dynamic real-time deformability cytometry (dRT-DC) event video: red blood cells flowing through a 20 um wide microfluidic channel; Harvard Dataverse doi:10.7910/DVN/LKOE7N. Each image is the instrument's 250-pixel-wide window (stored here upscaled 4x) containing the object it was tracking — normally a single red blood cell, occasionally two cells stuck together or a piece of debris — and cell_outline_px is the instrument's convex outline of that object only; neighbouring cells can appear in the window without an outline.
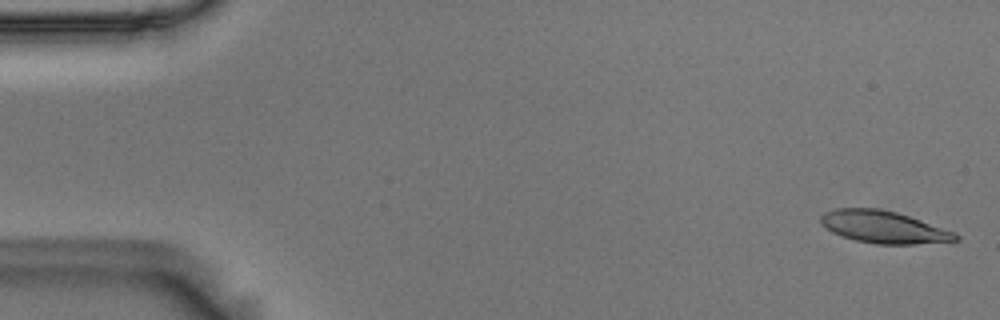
{"species": "Egyptian fruit bat (a non-hibernating species)", "species_latin": "Rousettus aegyptiacus", "temperature_condition": "room temperature", "stored_images_in_passage": 57, "camera_frame_rate_fps": 3000, "um_per_image_px": 0.085, "animal": {"sex": "male"}, "frame": {"image": 1, "passage_image": 2, "time_ms": 0.333, "image_size_px": [1000, 320], "cell_outline_px": [[960, 240], [916, 244], [876, 244], [856, 240], [832, 232], [820, 220], [820, 216], [824, 212], [836, 208], [876, 208], [896, 212], [956, 232], [960, 236]], "centroid_in_image_um": [75.14, 19.3], "position_along_channel_um": 9.9, "area_um2": 25.09}}
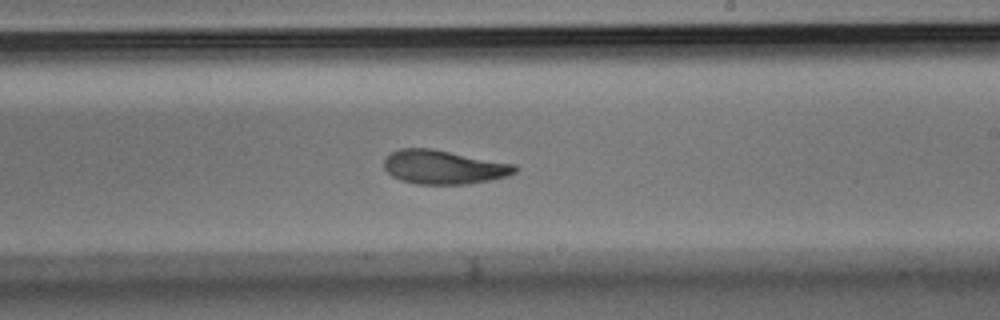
{"frame": {"image": 2, "passage_image": 33, "time_ms": 10.667, "image_size_px": [1000, 320], "cell_outline_px": [[520, 168], [516, 172], [508, 176], [492, 180], [468, 184], [416, 184], [400, 180], [392, 176], [384, 168], [384, 160], [392, 152], [400, 148], [432, 148], [516, 164]], "centroid_in_image_um": [37.76, 14.21], "position_along_channel_um": 251.2, "area_um2": 26.13}}
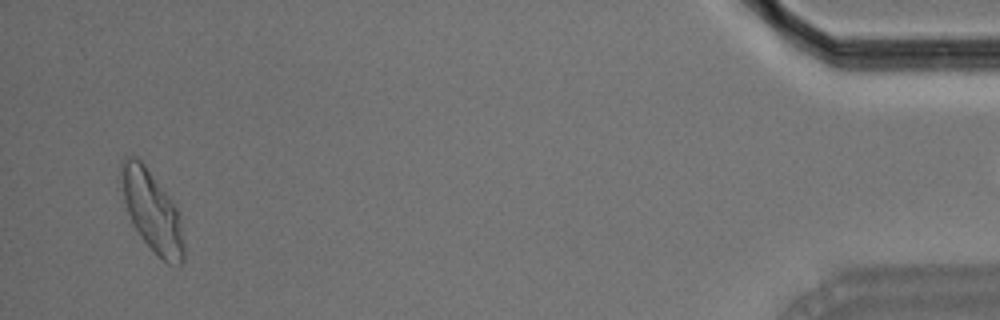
{"frame": {"image": 3, "passage_image": 54, "time_ms": 17.667, "image_size_px": [1000, 320], "cell_outline_px": [[184, 260], [180, 264], [168, 264], [140, 236], [132, 224], [124, 200], [120, 168], [120, 164], [124, 156], [136, 156], [144, 164], [176, 204], [180, 220], [184, 244]], "centroid_in_image_um": [12.92, 17.91], "position_along_channel_um": 422.3, "area_um2": 29.13}, "authors_computed_cell_mechanics": {"area_um2": 26.2412, "velocity_mm_per_s": 3.5902, "shape_relaxation_time_tau1_ms": 5.6326, "shape_relaxation_time_tau2_ms": 2.0331, "deformation_change_tau1": 0.1791, "deformation_change_tau2": 0.0851}}